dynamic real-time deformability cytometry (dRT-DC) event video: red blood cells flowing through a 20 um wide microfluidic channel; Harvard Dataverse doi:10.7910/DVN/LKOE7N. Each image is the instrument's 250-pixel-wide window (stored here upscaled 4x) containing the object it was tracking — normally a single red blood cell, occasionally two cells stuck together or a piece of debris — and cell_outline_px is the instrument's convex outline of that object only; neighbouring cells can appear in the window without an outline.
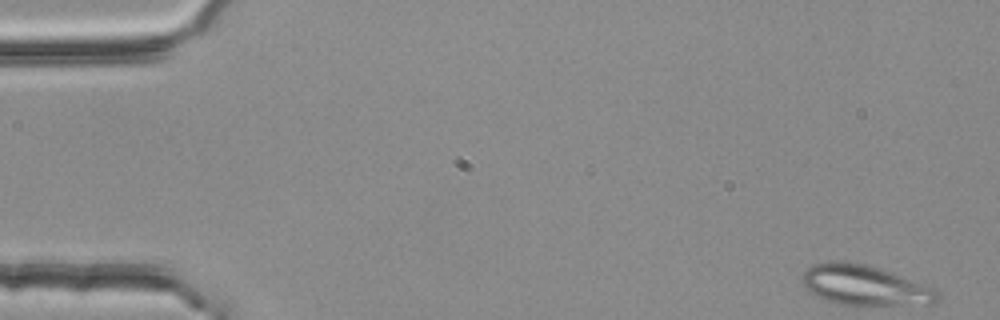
{"species": "common noctule bat (a hibernating species)", "species_latin": "Nyctalus noctula", "temperature_condition": "room temperature", "stored_images_in_passage": 11, "camera_frame_rate_fps": 3000, "um_per_image_px": 0.085, "animal": {"sex": "female", "body_mass_g": 25.1}, "frame": {"image": 1, "passage_image": 1, "time_ms": 0.0, "image_size_px": [1000, 320], "cell_outline_px": [[908, 284], [904, 288], [884, 300], [876, 304], [860, 304], [840, 300], [828, 296], [812, 288], [808, 284], [808, 272], [812, 268], [820, 264], [852, 264], [868, 268], [892, 276]], "centroid_in_image_um": [72.56, 24.08], "position_along_channel_um": 12.4, "area_um2": 20.35}}